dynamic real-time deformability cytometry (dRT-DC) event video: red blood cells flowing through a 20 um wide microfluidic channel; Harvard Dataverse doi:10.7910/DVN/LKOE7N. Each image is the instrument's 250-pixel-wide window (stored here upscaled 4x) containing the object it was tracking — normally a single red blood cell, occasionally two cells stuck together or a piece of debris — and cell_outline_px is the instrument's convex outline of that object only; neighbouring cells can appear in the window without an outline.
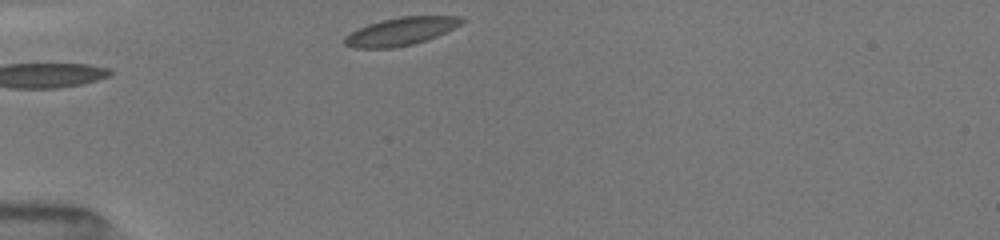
{"species": "common noctule bat (a hibernating species)", "species_latin": "Nyctalus noctula", "temperature_condition": "room temperature", "stored_images_in_passage": 13, "camera_frame_rate_fps": 3000, "um_per_image_px": 0.085, "animal": {"sex": "female", "body_mass_g": 19.5, "forearm_length_mm": 54.1}, "frame": {"image": 1, "passage_image": 1, "time_ms": 0.0, "image_size_px": [1000, 240], "cell_outline_px": [[464, 20], [460, 24], [436, 36], [412, 44], [392, 48], [356, 48], [344, 44], [344, 36], [368, 24], [400, 16], [460, 16]], "centroid_in_image_um": [34.04, 2.67], "position_along_channel_um": 51.0, "area_um2": 18.61}}
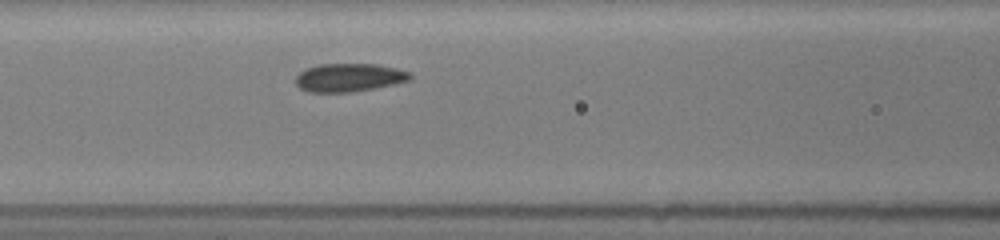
{"frame": {"image": 2, "passage_image": 9, "time_ms": 2.667, "image_size_px": [1000, 240], "cell_outline_px": [[412, 76], [408, 80], [392, 84], [352, 92], [308, 92], [300, 88], [296, 84], [296, 76], [300, 72], [308, 68], [320, 64], [376, 64], [396, 68], [408, 72]], "centroid_in_image_um": [29.63, 6.59], "position_along_channel_um": 137.0, "area_um2": 18.55}}
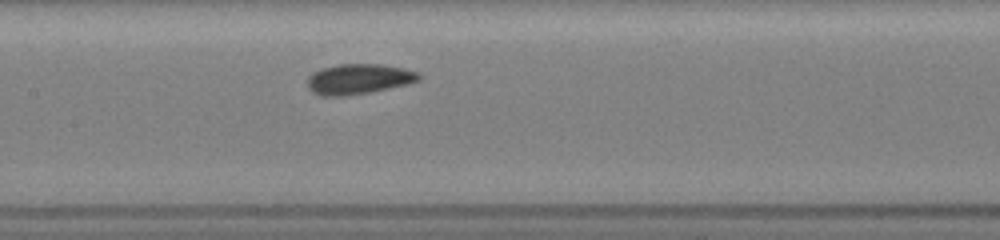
{"frame": {"image": 3, "passage_image": 13, "time_ms": 3.667, "image_size_px": [1000, 240], "cell_outline_px": [[420, 80], [408, 84], [348, 96], [320, 96], [312, 92], [308, 88], [308, 76], [312, 72], [324, 68], [340, 64], [380, 64], [404, 68], [420, 72]], "centroid_in_image_um": [30.49, 6.72], "position_along_channel_um": 176.9, "area_um2": 19.71}}